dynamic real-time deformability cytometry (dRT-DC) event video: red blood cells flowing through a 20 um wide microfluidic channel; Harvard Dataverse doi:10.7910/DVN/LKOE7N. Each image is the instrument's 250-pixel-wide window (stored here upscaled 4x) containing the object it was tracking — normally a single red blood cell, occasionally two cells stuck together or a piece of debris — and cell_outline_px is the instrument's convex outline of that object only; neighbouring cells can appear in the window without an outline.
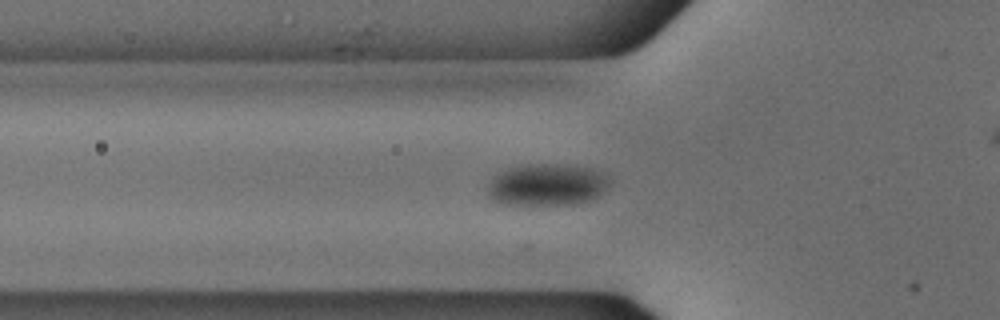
{"species": "common noctule bat (a hibernating species)", "species_latin": "Nyctalus noctula", "temperature_condition": "cold", "stored_images_in_passage": 38, "camera_frame_rate_fps": 3000, "um_per_image_px": 0.085, "animal": {"sex": "male", "body_mass_g": 18.8}, "frame": {"image": 1, "passage_image": 9, "time_ms": 2.667, "image_size_px": [1000, 320], "cell_outline_px": [[612, 180], [596, 196], [588, 200], [576, 204], [500, 204], [492, 200], [488, 196], [488, 184], [496, 176], [520, 164], [576, 164], [592, 168], [608, 176]], "centroid_in_image_um": [46.51, 15.69], "position_along_channel_um": 79.3, "area_um2": 29.65}}
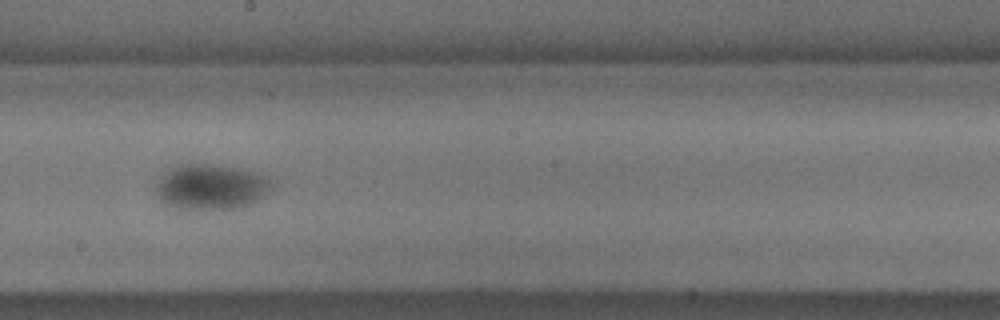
{"frame": {"image": 2, "passage_image": 21, "time_ms": 6.667, "image_size_px": [1000, 320], "cell_outline_px": [[276, 180], [272, 188], [264, 196], [252, 204], [240, 208], [180, 208], [168, 204], [160, 200], [156, 192], [156, 188], [160, 176], [168, 168], [180, 164], [216, 164], [240, 168], [268, 176]], "centroid_in_image_um": [18.0, 15.85], "position_along_channel_um": 230.2, "area_um2": 30.87}}
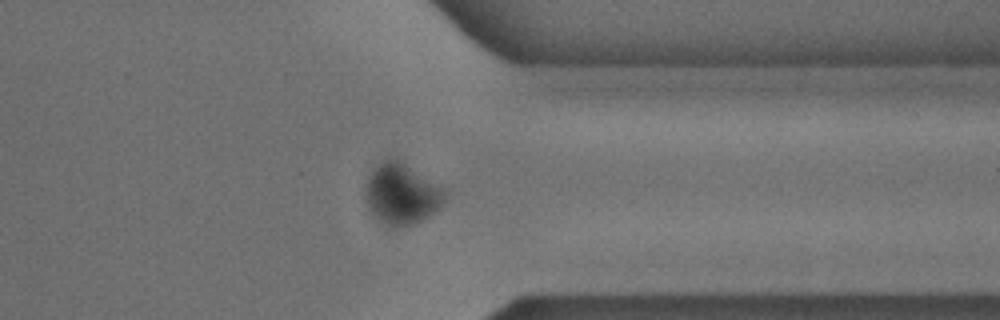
{"frame": {"image": 3, "passage_image": 33, "time_ms": 10.667, "image_size_px": [1000, 320], "cell_outline_px": [[448, 196], [432, 212], [420, 220], [412, 224], [392, 228], [384, 224], [368, 208], [364, 196], [364, 188], [368, 172], [380, 160], [400, 160], [444, 188], [448, 192]], "centroid_in_image_um": [34.08, 16.46], "position_along_channel_um": 377.3, "area_um2": 28.15}}